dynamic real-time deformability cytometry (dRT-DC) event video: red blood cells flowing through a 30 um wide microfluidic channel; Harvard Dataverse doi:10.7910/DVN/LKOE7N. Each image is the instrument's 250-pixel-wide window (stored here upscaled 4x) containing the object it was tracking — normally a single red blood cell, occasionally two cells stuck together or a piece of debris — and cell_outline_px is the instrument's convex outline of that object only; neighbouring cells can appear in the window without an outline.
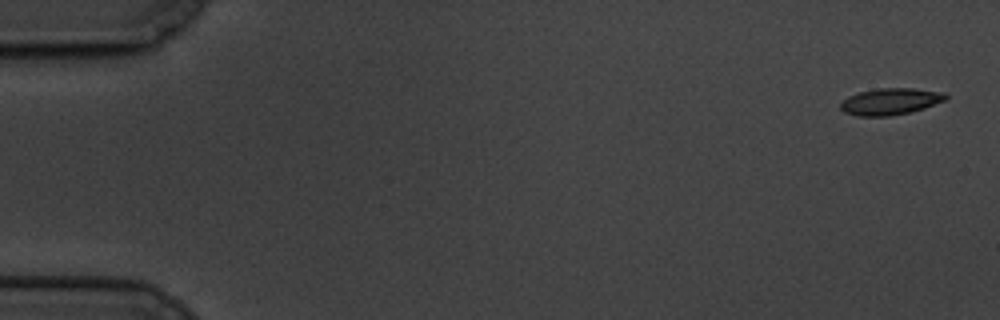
{"species": "common noctule bat (a hibernating species)", "species_latin": "Nyctalus noctula", "temperature_condition": "cold", "stored_images_in_passage": 8, "camera_frame_rate_fps": 3000, "um_per_image_px": 0.085, "animal": {"sex": "male", "body_mass_g": 19.5, "forearm_length_mm": 54.6}, "frame": {"image": 1, "passage_image": 1, "time_ms": 0.0, "image_size_px": [1000, 320], "cell_outline_px": [[948, 96], [944, 100], [924, 108], [912, 112], [888, 116], [856, 116], [844, 112], [840, 108], [840, 104], [848, 96], [860, 92], [876, 88], [912, 88], [944, 92]], "centroid_in_image_um": [75.67, 8.63], "position_along_channel_um": 9.3, "area_um2": 16.3}}
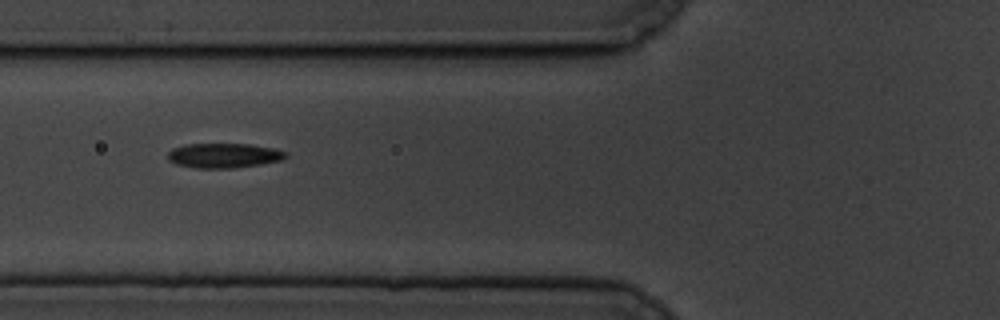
{"frame": {"image": 2, "passage_image": 7, "time_ms": 7.0, "image_size_px": [1000, 320], "cell_outline_px": [[288, 156], [280, 160], [260, 164], [232, 168], [196, 168], [176, 164], [168, 160], [168, 152], [172, 148], [184, 144], [248, 144], [272, 148], [288, 152]], "centroid_in_image_um": [19.0, 13.22], "position_along_channel_um": 106.8, "area_um2": 16.94}}
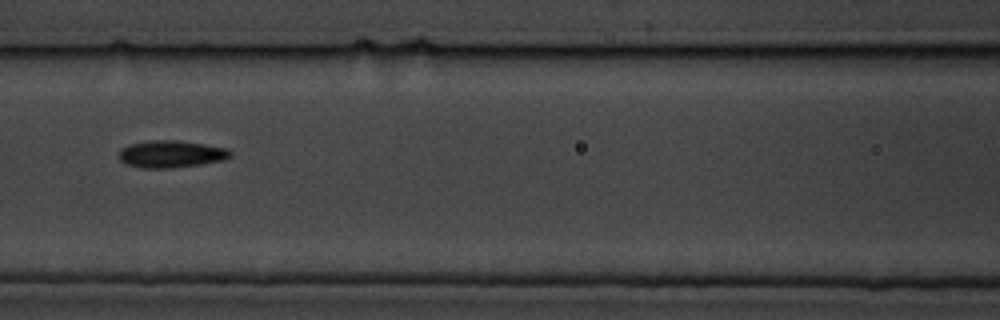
{"frame": {"image": 3, "passage_image": 8, "time_ms": 8.333, "image_size_px": [1000, 320], "cell_outline_px": [[232, 156], [224, 160], [200, 164], [168, 168], [144, 168], [128, 164], [120, 160], [120, 148], [128, 144], [148, 140], [176, 140], [204, 144], [228, 148], [232, 152]], "centroid_in_image_um": [14.56, 13.08], "position_along_channel_um": 152.0, "area_um2": 17.63}}